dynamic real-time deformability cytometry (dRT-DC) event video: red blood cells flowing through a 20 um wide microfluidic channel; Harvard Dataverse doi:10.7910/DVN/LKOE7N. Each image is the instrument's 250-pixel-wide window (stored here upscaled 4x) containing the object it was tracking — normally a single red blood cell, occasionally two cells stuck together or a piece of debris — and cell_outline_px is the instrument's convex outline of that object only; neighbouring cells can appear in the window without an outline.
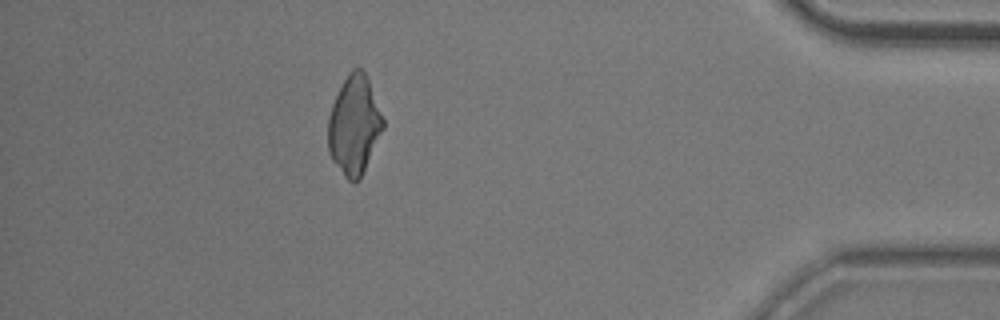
{"species": "common noctule bat (a hibernating species)", "species_latin": "Nyctalus noctula", "temperature_condition": "room temperature", "stored_images_in_passage": 55, "segment_of_instrument_passage": [1, 2], "camera_frame_rate_fps": 3000, "um_per_image_px": 0.085, "animal": {"sex": "male", "body_mass_g": 20.5, "forearm_length_mm": 52.5}, "frame": {"image": 1, "passage_image": 48, "time_ms": 15.667, "image_size_px": [1000, 320], "cell_outline_px": [[384, 128], [360, 180], [348, 180], [344, 176], [332, 160], [328, 152], [328, 116], [332, 104], [348, 72], [352, 68], [360, 68], [364, 72], [368, 80], [384, 120]], "centroid_in_image_um": [30.1, 10.66], "position_along_channel_um": 405.1, "area_um2": 31.44}}